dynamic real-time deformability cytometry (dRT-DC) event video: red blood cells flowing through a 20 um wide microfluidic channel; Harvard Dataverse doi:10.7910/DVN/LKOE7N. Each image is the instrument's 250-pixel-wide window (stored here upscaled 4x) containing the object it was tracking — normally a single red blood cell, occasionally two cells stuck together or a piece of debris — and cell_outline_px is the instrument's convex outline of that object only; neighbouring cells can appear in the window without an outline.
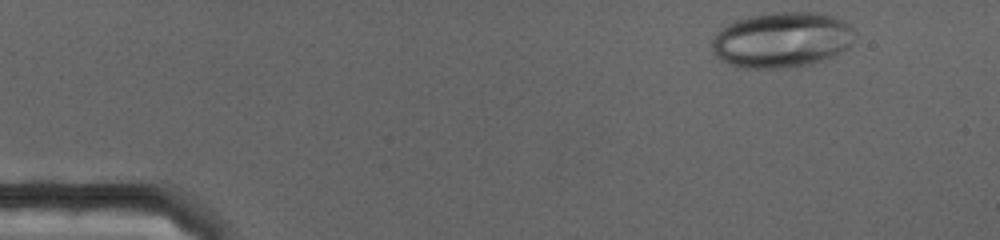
{"species": "human", "species_latin": "Homo sapiens", "temperature_condition": "cold", "stored_images_in_passage": 52, "camera_frame_rate_fps": 3000, "um_per_image_px": 0.085, "donor": {"sex": "female"}, "frame": {"image": 1, "passage_image": 2, "time_ms": 0.333, "image_size_px": [1000, 240], "cell_outline_px": [[856, 32], [852, 44], [840, 52], [824, 60], [812, 64], [792, 68], [736, 68], [720, 60], [712, 52], [712, 40], [716, 32], [728, 24], [736, 20], [752, 16], [772, 12], [820, 12], [832, 16], [848, 24]], "centroid_in_image_um": [66.44, 3.4], "position_along_channel_um": 18.6, "area_um2": 46.64}}
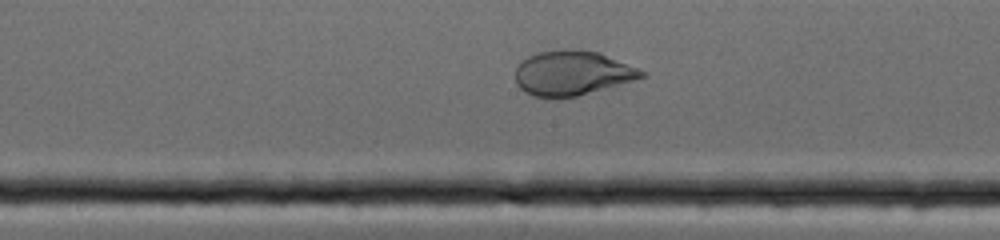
{"frame": {"image": 2, "passage_image": 32, "time_ms": 10.333, "image_size_px": [1000, 240], "cell_outline_px": [[648, 76], [576, 96], [552, 100], [532, 96], [520, 88], [516, 84], [516, 68], [520, 60], [528, 56], [540, 52], [564, 48], [572, 48], [600, 52], [648, 72]], "centroid_in_image_um": [48.62, 6.21], "position_along_channel_um": 199.6, "area_um2": 33.41}}
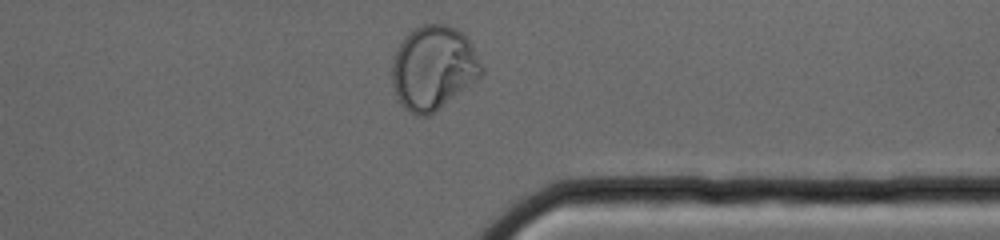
{"frame": {"image": 3, "passage_image": 51, "time_ms": 16.667, "image_size_px": [1000, 240], "cell_outline_px": [[484, 72], [480, 76], [428, 116], [416, 116], [404, 108], [396, 100], [392, 84], [392, 60], [404, 36], [408, 32], [424, 24], [448, 24], [456, 28], [468, 36], [484, 68]], "centroid_in_image_um": [36.82, 5.74], "position_along_channel_um": 374.6, "area_um2": 43.81}}